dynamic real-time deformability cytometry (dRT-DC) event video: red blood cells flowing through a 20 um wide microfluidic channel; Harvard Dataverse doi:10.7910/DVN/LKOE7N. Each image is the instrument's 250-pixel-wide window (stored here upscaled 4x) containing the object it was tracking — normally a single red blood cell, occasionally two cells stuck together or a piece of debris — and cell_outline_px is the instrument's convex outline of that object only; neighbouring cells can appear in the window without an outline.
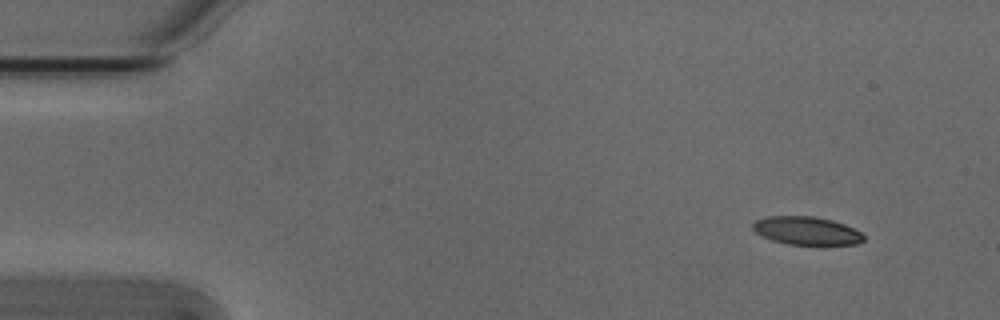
{"species": "Egyptian fruit bat (a non-hibernating species)", "species_latin": "Rousettus aegyptiacus", "temperature_condition": "cold", "stored_images_in_passage": 4, "camera_frame_rate_fps": 3000, "um_per_image_px": 0.085, "animal": {"sex": "male"}, "frame": {"image": 1, "passage_image": 1, "time_ms": 0.0, "image_size_px": [1000, 320], "cell_outline_px": [[864, 240], [856, 244], [788, 244], [772, 240], [756, 232], [752, 228], [752, 224], [756, 220], [768, 216], [812, 216], [832, 220], [844, 224], [860, 232], [864, 236]], "centroid_in_image_um": [68.54, 19.6], "position_along_channel_um": 16.5, "area_um2": 17.92}}
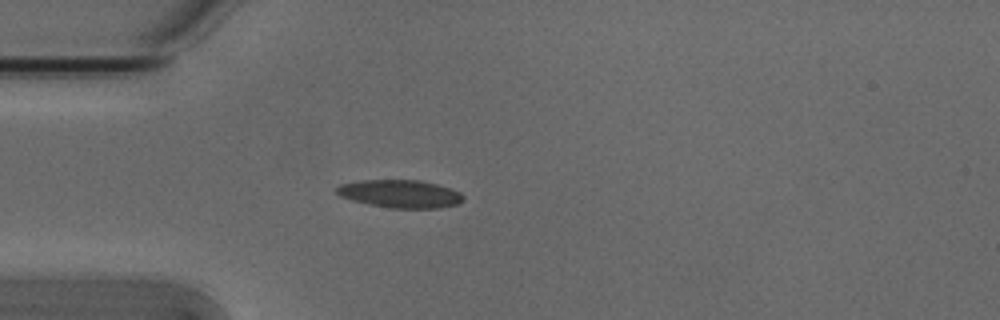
{"frame": {"image": 2, "passage_image": 4, "time_ms": 1.0, "image_size_px": [1000, 320], "cell_outline_px": [[464, 200], [460, 204], [440, 208], [392, 208], [368, 204], [352, 200], [340, 196], [336, 192], [336, 188], [340, 184], [360, 180], [420, 180], [436, 184], [460, 192], [464, 196]], "centroid_in_image_um": [34.03, 16.48], "position_along_channel_um": 51.0, "area_um2": 20.63}}